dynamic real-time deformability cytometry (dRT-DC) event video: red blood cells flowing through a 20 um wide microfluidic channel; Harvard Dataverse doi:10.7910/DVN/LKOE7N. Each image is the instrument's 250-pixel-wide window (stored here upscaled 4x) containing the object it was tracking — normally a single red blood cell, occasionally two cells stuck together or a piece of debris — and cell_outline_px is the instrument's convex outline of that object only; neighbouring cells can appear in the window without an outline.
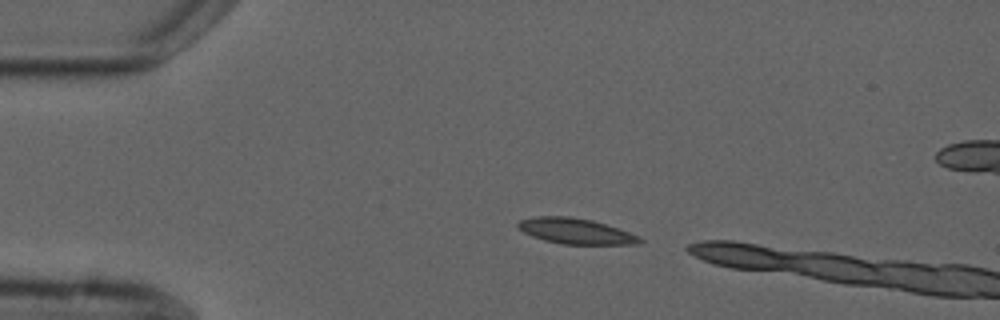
{"species": "common noctule bat (a hibernating species)", "species_latin": "Nyctalus noctula", "temperature_condition": "cold", "stored_images_in_passage": 2, "camera_frame_rate_fps": 3000, "um_per_image_px": 0.085, "animal": {"sex": "male", "forearm_length_mm": 52.5}, "frame": {"image": 1, "passage_image": 1, "time_ms": 0.0, "image_size_px": [1000, 320], "cell_outline_px": [[644, 240], [640, 244], [564, 244], [544, 240], [532, 236], [516, 228], [516, 224], [520, 220], [536, 216], [568, 216], [592, 220], [640, 236]], "centroid_in_image_um": [48.91, 19.64], "position_along_channel_um": 36.1, "area_um2": 18.09}}